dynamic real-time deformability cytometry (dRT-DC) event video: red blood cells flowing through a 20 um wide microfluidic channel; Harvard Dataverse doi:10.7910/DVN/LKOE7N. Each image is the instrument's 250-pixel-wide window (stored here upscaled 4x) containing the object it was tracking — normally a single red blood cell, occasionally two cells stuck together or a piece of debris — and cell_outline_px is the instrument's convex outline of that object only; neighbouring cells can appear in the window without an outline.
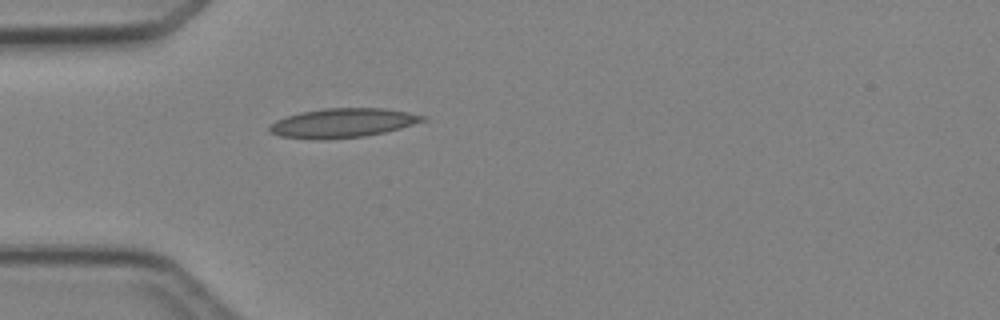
{"species": "Egyptian fruit bat (a non-hibernating species)", "species_latin": "Rousettus aegyptiacus", "temperature_condition": "cold", "stored_images_in_passage": 1, "camera_frame_rate_fps": 3000, "um_per_image_px": 0.085, "animal": {"sex": "female"}, "frame": {"image": 1, "passage_image": 1, "time_ms": 0.0, "image_size_px": [1000, 320], "cell_outline_px": [[424, 120], [400, 128], [384, 132], [364, 136], [280, 136], [268, 132], [268, 124], [276, 120], [300, 112], [324, 108], [388, 108], [408, 112], [424, 116]], "centroid_in_image_um": [29.14, 10.39], "position_along_channel_um": 55.9, "area_um2": 24.8}}